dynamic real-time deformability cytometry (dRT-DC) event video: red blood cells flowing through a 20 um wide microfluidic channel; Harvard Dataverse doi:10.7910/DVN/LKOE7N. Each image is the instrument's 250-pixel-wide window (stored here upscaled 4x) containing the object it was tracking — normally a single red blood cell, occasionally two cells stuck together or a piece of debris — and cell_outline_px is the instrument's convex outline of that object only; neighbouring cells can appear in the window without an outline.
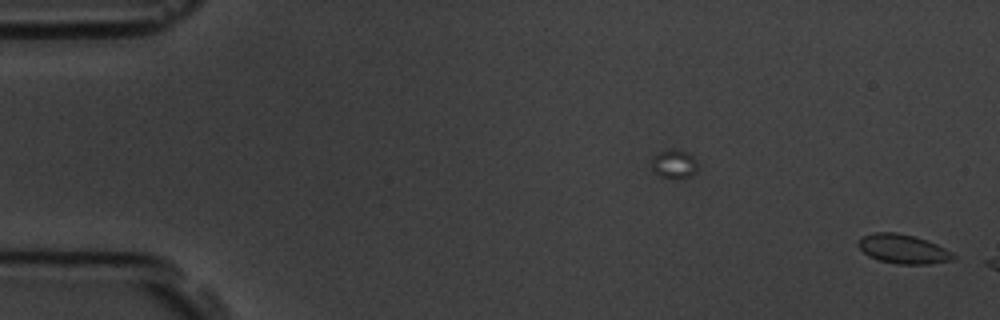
{"species": "common noctule bat (a hibernating species)", "species_latin": "Nyctalus noctula", "temperature_condition": "room temperature", "stored_images_in_passage": 3, "camera_frame_rate_fps": 3000, "um_per_image_px": 0.085, "animal": {"sex": "male", "body_mass_g": 19.5, "forearm_length_mm": 54.6}, "frame": {"image": 1, "passage_image": 3, "time_ms": 2.333, "image_size_px": [1000, 320], "cell_outline_px": [[956, 256], [952, 260], [928, 264], [896, 264], [880, 260], [868, 256], [856, 244], [864, 236], [872, 232], [896, 232], [912, 236], [936, 244], [952, 252]], "centroid_in_image_um": [76.75, 21.17], "position_along_channel_um": 8.3, "area_um2": 15.95}}